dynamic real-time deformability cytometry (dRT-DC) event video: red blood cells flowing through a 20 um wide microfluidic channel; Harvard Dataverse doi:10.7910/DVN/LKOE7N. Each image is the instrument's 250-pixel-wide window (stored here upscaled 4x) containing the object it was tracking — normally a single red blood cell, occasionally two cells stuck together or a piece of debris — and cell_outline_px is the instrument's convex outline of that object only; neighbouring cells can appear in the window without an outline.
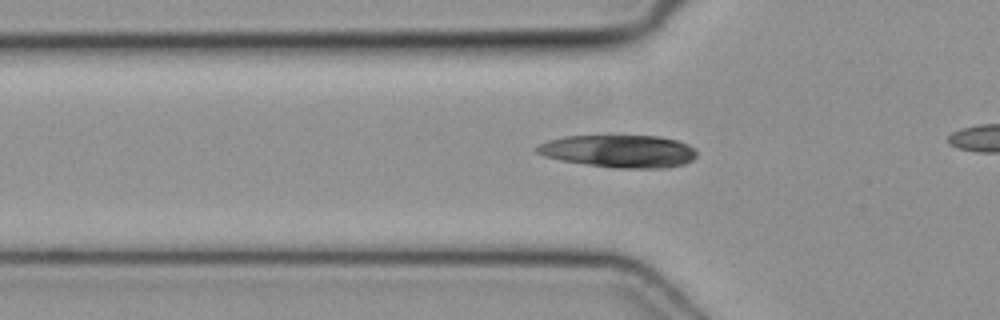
{"species": "common noctule bat (a hibernating species)", "species_latin": "Nyctalus noctula", "temperature_condition": "cold", "stored_images_in_passage": 35, "camera_frame_rate_fps": 3000, "um_per_image_px": 0.085, "animal": {"sex": "female", "body_mass_g": 19.3, "forearm_length_mm": 54.1}, "frame": {"image": 1, "passage_image": 11, "time_ms": 3.333, "image_size_px": [1000, 320], "cell_outline_px": [[696, 156], [692, 160], [684, 164], [664, 168], [612, 168], [560, 160], [544, 156], [536, 152], [532, 148], [548, 140], [564, 136], [660, 136], [676, 140], [688, 144], [696, 152]], "centroid_in_image_um": [52.59, 12.85], "position_along_channel_um": 73.2, "area_um2": 30.4}}
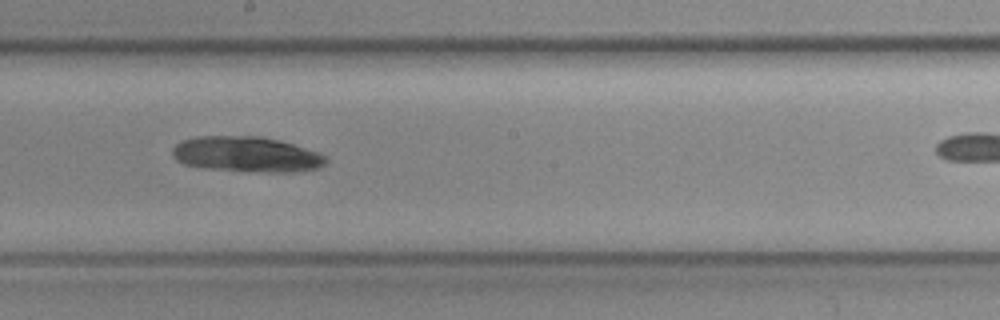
{"frame": {"image": 2, "passage_image": 22, "time_ms": 7.0, "image_size_px": [1000, 320], "cell_outline_px": [[328, 160], [320, 168], [296, 172], [268, 172], [204, 168], [184, 164], [176, 160], [172, 156], [172, 148], [180, 140], [196, 136], [260, 136], [280, 140], [320, 152]], "centroid_in_image_um": [20.95, 13.11], "position_along_channel_um": 227.2, "area_um2": 31.96}}
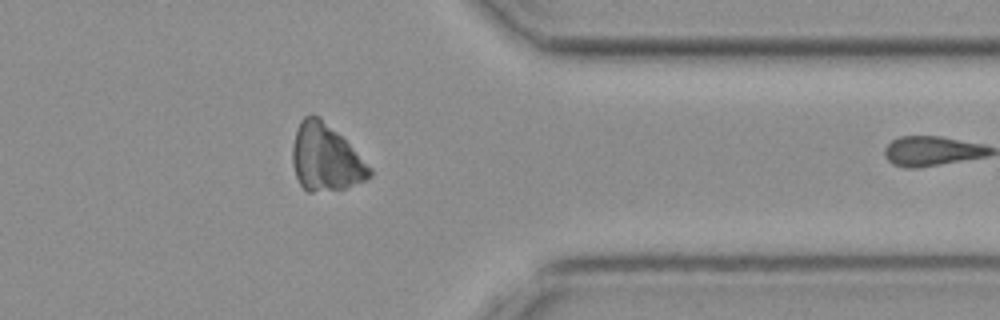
{"frame": {"image": 3, "passage_image": 34, "time_ms": 11.0, "image_size_px": [1000, 320], "cell_outline_px": [[372, 176], [364, 180], [344, 188], [312, 192], [308, 192], [300, 184], [296, 176], [292, 164], [292, 148], [296, 128], [300, 120], [304, 116], [312, 112], [320, 116], [372, 168]], "centroid_in_image_um": [27.63, 13.38], "position_along_channel_um": 383.8, "area_um2": 29.82}}